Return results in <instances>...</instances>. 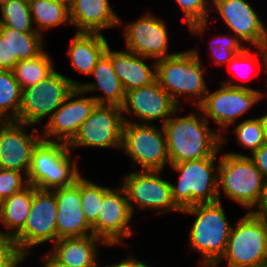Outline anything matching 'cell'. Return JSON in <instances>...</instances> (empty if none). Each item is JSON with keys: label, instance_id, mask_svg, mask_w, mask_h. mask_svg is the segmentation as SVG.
Returning a JSON list of instances; mask_svg holds the SVG:
<instances>
[{"label": "cell", "instance_id": "cell-40", "mask_svg": "<svg viewBox=\"0 0 267 267\" xmlns=\"http://www.w3.org/2000/svg\"><path fill=\"white\" fill-rule=\"evenodd\" d=\"M263 178L267 180V144L264 143L259 149L250 156Z\"/></svg>", "mask_w": 267, "mask_h": 267}, {"label": "cell", "instance_id": "cell-20", "mask_svg": "<svg viewBox=\"0 0 267 267\" xmlns=\"http://www.w3.org/2000/svg\"><path fill=\"white\" fill-rule=\"evenodd\" d=\"M52 191L57 201V240L93 234L92 226L81 208L80 178L70 186L55 188Z\"/></svg>", "mask_w": 267, "mask_h": 267}, {"label": "cell", "instance_id": "cell-10", "mask_svg": "<svg viewBox=\"0 0 267 267\" xmlns=\"http://www.w3.org/2000/svg\"><path fill=\"white\" fill-rule=\"evenodd\" d=\"M81 82L60 74L56 69L34 86L22 90L18 122L37 125L48 119Z\"/></svg>", "mask_w": 267, "mask_h": 267}, {"label": "cell", "instance_id": "cell-5", "mask_svg": "<svg viewBox=\"0 0 267 267\" xmlns=\"http://www.w3.org/2000/svg\"><path fill=\"white\" fill-rule=\"evenodd\" d=\"M217 181L219 201L222 190L225 197L249 212L259 200L265 179L249 156L231 151L219 159Z\"/></svg>", "mask_w": 267, "mask_h": 267}, {"label": "cell", "instance_id": "cell-1", "mask_svg": "<svg viewBox=\"0 0 267 267\" xmlns=\"http://www.w3.org/2000/svg\"><path fill=\"white\" fill-rule=\"evenodd\" d=\"M186 116L172 115L162 124L166 135L170 165L217 156L228 137L210 128L202 111Z\"/></svg>", "mask_w": 267, "mask_h": 267}, {"label": "cell", "instance_id": "cell-28", "mask_svg": "<svg viewBox=\"0 0 267 267\" xmlns=\"http://www.w3.org/2000/svg\"><path fill=\"white\" fill-rule=\"evenodd\" d=\"M0 35L9 43L10 59L18 61L32 59L46 49L44 45L46 39L38 32H18L0 25Z\"/></svg>", "mask_w": 267, "mask_h": 267}, {"label": "cell", "instance_id": "cell-4", "mask_svg": "<svg viewBox=\"0 0 267 267\" xmlns=\"http://www.w3.org/2000/svg\"><path fill=\"white\" fill-rule=\"evenodd\" d=\"M71 151L66 143L41 139L32 152L28 184L42 190L74 184L82 173Z\"/></svg>", "mask_w": 267, "mask_h": 267}, {"label": "cell", "instance_id": "cell-26", "mask_svg": "<svg viewBox=\"0 0 267 267\" xmlns=\"http://www.w3.org/2000/svg\"><path fill=\"white\" fill-rule=\"evenodd\" d=\"M33 200V186L28 185L20 192L0 202V222L5 231L0 237L13 238L25 225Z\"/></svg>", "mask_w": 267, "mask_h": 267}, {"label": "cell", "instance_id": "cell-41", "mask_svg": "<svg viewBox=\"0 0 267 267\" xmlns=\"http://www.w3.org/2000/svg\"><path fill=\"white\" fill-rule=\"evenodd\" d=\"M253 207L251 211H249L255 217L264 219L267 221V180H265L263 189L261 191L258 202Z\"/></svg>", "mask_w": 267, "mask_h": 267}, {"label": "cell", "instance_id": "cell-12", "mask_svg": "<svg viewBox=\"0 0 267 267\" xmlns=\"http://www.w3.org/2000/svg\"><path fill=\"white\" fill-rule=\"evenodd\" d=\"M57 201L52 190H42L33 186V200L30 214L23 228L12 238L25 258L30 248L57 240Z\"/></svg>", "mask_w": 267, "mask_h": 267}, {"label": "cell", "instance_id": "cell-43", "mask_svg": "<svg viewBox=\"0 0 267 267\" xmlns=\"http://www.w3.org/2000/svg\"><path fill=\"white\" fill-rule=\"evenodd\" d=\"M41 259L43 261V267H70L59 261L50 251H48Z\"/></svg>", "mask_w": 267, "mask_h": 267}, {"label": "cell", "instance_id": "cell-7", "mask_svg": "<svg viewBox=\"0 0 267 267\" xmlns=\"http://www.w3.org/2000/svg\"><path fill=\"white\" fill-rule=\"evenodd\" d=\"M226 267H265L267 264V221L247 212L232 226L223 257Z\"/></svg>", "mask_w": 267, "mask_h": 267}, {"label": "cell", "instance_id": "cell-2", "mask_svg": "<svg viewBox=\"0 0 267 267\" xmlns=\"http://www.w3.org/2000/svg\"><path fill=\"white\" fill-rule=\"evenodd\" d=\"M222 205V201L198 203L181 210L196 217L187 246L200 253L199 263L203 267H213L223 257L229 239L232 225Z\"/></svg>", "mask_w": 267, "mask_h": 267}, {"label": "cell", "instance_id": "cell-11", "mask_svg": "<svg viewBox=\"0 0 267 267\" xmlns=\"http://www.w3.org/2000/svg\"><path fill=\"white\" fill-rule=\"evenodd\" d=\"M162 171L134 170L121 180L129 207L134 215L135 207L141 210H154V213L181 212L172 199L171 182L165 180Z\"/></svg>", "mask_w": 267, "mask_h": 267}, {"label": "cell", "instance_id": "cell-31", "mask_svg": "<svg viewBox=\"0 0 267 267\" xmlns=\"http://www.w3.org/2000/svg\"><path fill=\"white\" fill-rule=\"evenodd\" d=\"M2 18L0 25H5L18 32H37L28 0H10L0 7Z\"/></svg>", "mask_w": 267, "mask_h": 267}, {"label": "cell", "instance_id": "cell-14", "mask_svg": "<svg viewBox=\"0 0 267 267\" xmlns=\"http://www.w3.org/2000/svg\"><path fill=\"white\" fill-rule=\"evenodd\" d=\"M133 217L124 188L103 186V201L98 219L92 225L93 235L108 247L126 245L123 237L132 236Z\"/></svg>", "mask_w": 267, "mask_h": 267}, {"label": "cell", "instance_id": "cell-44", "mask_svg": "<svg viewBox=\"0 0 267 267\" xmlns=\"http://www.w3.org/2000/svg\"><path fill=\"white\" fill-rule=\"evenodd\" d=\"M259 119L263 128L264 142L267 144V114L264 113V115L260 116Z\"/></svg>", "mask_w": 267, "mask_h": 267}, {"label": "cell", "instance_id": "cell-3", "mask_svg": "<svg viewBox=\"0 0 267 267\" xmlns=\"http://www.w3.org/2000/svg\"><path fill=\"white\" fill-rule=\"evenodd\" d=\"M199 54L197 49H187L156 61L157 82L180 107L183 105L179 98H186V94L191 97L190 103L194 101L198 107L209 90Z\"/></svg>", "mask_w": 267, "mask_h": 267}, {"label": "cell", "instance_id": "cell-37", "mask_svg": "<svg viewBox=\"0 0 267 267\" xmlns=\"http://www.w3.org/2000/svg\"><path fill=\"white\" fill-rule=\"evenodd\" d=\"M27 176L17 170L0 168V202L27 187Z\"/></svg>", "mask_w": 267, "mask_h": 267}, {"label": "cell", "instance_id": "cell-32", "mask_svg": "<svg viewBox=\"0 0 267 267\" xmlns=\"http://www.w3.org/2000/svg\"><path fill=\"white\" fill-rule=\"evenodd\" d=\"M175 2L183 12V21L187 22L190 33L200 37L204 36L203 34L209 26L210 0H175Z\"/></svg>", "mask_w": 267, "mask_h": 267}, {"label": "cell", "instance_id": "cell-34", "mask_svg": "<svg viewBox=\"0 0 267 267\" xmlns=\"http://www.w3.org/2000/svg\"><path fill=\"white\" fill-rule=\"evenodd\" d=\"M232 126L237 144L246 150L250 149L251 154L265 143L259 117L244 119Z\"/></svg>", "mask_w": 267, "mask_h": 267}, {"label": "cell", "instance_id": "cell-15", "mask_svg": "<svg viewBox=\"0 0 267 267\" xmlns=\"http://www.w3.org/2000/svg\"><path fill=\"white\" fill-rule=\"evenodd\" d=\"M121 109L125 122L154 124L156 120H163L164 124L172 115L179 114L183 107H180L155 80L149 85L125 92ZM125 113L129 116L132 114L140 122L129 120Z\"/></svg>", "mask_w": 267, "mask_h": 267}, {"label": "cell", "instance_id": "cell-17", "mask_svg": "<svg viewBox=\"0 0 267 267\" xmlns=\"http://www.w3.org/2000/svg\"><path fill=\"white\" fill-rule=\"evenodd\" d=\"M97 105L91 95L87 97L85 92L75 87L61 106L47 119L41 133L42 139L68 144Z\"/></svg>", "mask_w": 267, "mask_h": 267}, {"label": "cell", "instance_id": "cell-45", "mask_svg": "<svg viewBox=\"0 0 267 267\" xmlns=\"http://www.w3.org/2000/svg\"><path fill=\"white\" fill-rule=\"evenodd\" d=\"M259 47L261 48L264 57V65L262 67H265L264 71L267 73V40H265Z\"/></svg>", "mask_w": 267, "mask_h": 267}, {"label": "cell", "instance_id": "cell-9", "mask_svg": "<svg viewBox=\"0 0 267 267\" xmlns=\"http://www.w3.org/2000/svg\"><path fill=\"white\" fill-rule=\"evenodd\" d=\"M121 150L131 158L132 167L140 165L137 170L164 171L170 166L163 126L125 122Z\"/></svg>", "mask_w": 267, "mask_h": 267}, {"label": "cell", "instance_id": "cell-29", "mask_svg": "<svg viewBox=\"0 0 267 267\" xmlns=\"http://www.w3.org/2000/svg\"><path fill=\"white\" fill-rule=\"evenodd\" d=\"M53 64L51 56L44 50L35 58L18 61L12 72L23 90L49 76L55 70Z\"/></svg>", "mask_w": 267, "mask_h": 267}, {"label": "cell", "instance_id": "cell-38", "mask_svg": "<svg viewBox=\"0 0 267 267\" xmlns=\"http://www.w3.org/2000/svg\"><path fill=\"white\" fill-rule=\"evenodd\" d=\"M25 259L11 238L0 237V267H17Z\"/></svg>", "mask_w": 267, "mask_h": 267}, {"label": "cell", "instance_id": "cell-6", "mask_svg": "<svg viewBox=\"0 0 267 267\" xmlns=\"http://www.w3.org/2000/svg\"><path fill=\"white\" fill-rule=\"evenodd\" d=\"M216 158L217 156H210L169 166L179 173L177 184L171 183V191L173 202L180 210L198 203L219 201L217 181L219 159L217 162Z\"/></svg>", "mask_w": 267, "mask_h": 267}, {"label": "cell", "instance_id": "cell-19", "mask_svg": "<svg viewBox=\"0 0 267 267\" xmlns=\"http://www.w3.org/2000/svg\"><path fill=\"white\" fill-rule=\"evenodd\" d=\"M215 9L230 32L242 42L259 47L267 40V28L259 14L246 0H211Z\"/></svg>", "mask_w": 267, "mask_h": 267}, {"label": "cell", "instance_id": "cell-25", "mask_svg": "<svg viewBox=\"0 0 267 267\" xmlns=\"http://www.w3.org/2000/svg\"><path fill=\"white\" fill-rule=\"evenodd\" d=\"M108 45L103 33L76 32L71 38L67 51L72 69L79 71L80 74L91 76L93 68L105 53Z\"/></svg>", "mask_w": 267, "mask_h": 267}, {"label": "cell", "instance_id": "cell-13", "mask_svg": "<svg viewBox=\"0 0 267 267\" xmlns=\"http://www.w3.org/2000/svg\"><path fill=\"white\" fill-rule=\"evenodd\" d=\"M124 123L121 107L97 105L67 145L69 149L84 146L121 150Z\"/></svg>", "mask_w": 267, "mask_h": 267}, {"label": "cell", "instance_id": "cell-21", "mask_svg": "<svg viewBox=\"0 0 267 267\" xmlns=\"http://www.w3.org/2000/svg\"><path fill=\"white\" fill-rule=\"evenodd\" d=\"M108 0H69L71 26L76 32L100 33L119 26V17Z\"/></svg>", "mask_w": 267, "mask_h": 267}, {"label": "cell", "instance_id": "cell-39", "mask_svg": "<svg viewBox=\"0 0 267 267\" xmlns=\"http://www.w3.org/2000/svg\"><path fill=\"white\" fill-rule=\"evenodd\" d=\"M18 59H10L9 43L0 35V70H10L14 68Z\"/></svg>", "mask_w": 267, "mask_h": 267}, {"label": "cell", "instance_id": "cell-16", "mask_svg": "<svg viewBox=\"0 0 267 267\" xmlns=\"http://www.w3.org/2000/svg\"><path fill=\"white\" fill-rule=\"evenodd\" d=\"M123 27L125 49L134 54L160 60L170 57L177 52L168 53V29L166 21L148 12L139 19L123 25L119 19V26Z\"/></svg>", "mask_w": 267, "mask_h": 267}, {"label": "cell", "instance_id": "cell-33", "mask_svg": "<svg viewBox=\"0 0 267 267\" xmlns=\"http://www.w3.org/2000/svg\"><path fill=\"white\" fill-rule=\"evenodd\" d=\"M81 208L85 218L92 226L98 219L101 204L103 201V186L80 177Z\"/></svg>", "mask_w": 267, "mask_h": 267}, {"label": "cell", "instance_id": "cell-30", "mask_svg": "<svg viewBox=\"0 0 267 267\" xmlns=\"http://www.w3.org/2000/svg\"><path fill=\"white\" fill-rule=\"evenodd\" d=\"M22 89L10 70H0V121L18 120Z\"/></svg>", "mask_w": 267, "mask_h": 267}, {"label": "cell", "instance_id": "cell-35", "mask_svg": "<svg viewBox=\"0 0 267 267\" xmlns=\"http://www.w3.org/2000/svg\"><path fill=\"white\" fill-rule=\"evenodd\" d=\"M210 56L213 57L215 65L228 64L232 58L240 53L245 47L244 44L236 36L220 34L214 36L210 41Z\"/></svg>", "mask_w": 267, "mask_h": 267}, {"label": "cell", "instance_id": "cell-22", "mask_svg": "<svg viewBox=\"0 0 267 267\" xmlns=\"http://www.w3.org/2000/svg\"><path fill=\"white\" fill-rule=\"evenodd\" d=\"M105 54L111 59L112 67L119 77L125 92L151 84L156 80V61L151 66L144 62L146 58L128 50L113 51L110 46ZM151 67V68H150Z\"/></svg>", "mask_w": 267, "mask_h": 267}, {"label": "cell", "instance_id": "cell-46", "mask_svg": "<svg viewBox=\"0 0 267 267\" xmlns=\"http://www.w3.org/2000/svg\"><path fill=\"white\" fill-rule=\"evenodd\" d=\"M10 0H0V7L3 6L5 3H7Z\"/></svg>", "mask_w": 267, "mask_h": 267}, {"label": "cell", "instance_id": "cell-27", "mask_svg": "<svg viewBox=\"0 0 267 267\" xmlns=\"http://www.w3.org/2000/svg\"><path fill=\"white\" fill-rule=\"evenodd\" d=\"M33 24L38 33L57 27L71 26L69 15V0H28Z\"/></svg>", "mask_w": 267, "mask_h": 267}, {"label": "cell", "instance_id": "cell-24", "mask_svg": "<svg viewBox=\"0 0 267 267\" xmlns=\"http://www.w3.org/2000/svg\"><path fill=\"white\" fill-rule=\"evenodd\" d=\"M91 75L95 78L94 82L81 83L79 88L88 94L90 92H103L104 95L91 96L98 105H115L121 107L125 98V91L115 73L111 59L104 53L97 61Z\"/></svg>", "mask_w": 267, "mask_h": 267}, {"label": "cell", "instance_id": "cell-18", "mask_svg": "<svg viewBox=\"0 0 267 267\" xmlns=\"http://www.w3.org/2000/svg\"><path fill=\"white\" fill-rule=\"evenodd\" d=\"M30 129L32 135L27 132ZM39 128L15 120L0 121V168L17 170L26 176L30 169L32 152L42 139Z\"/></svg>", "mask_w": 267, "mask_h": 267}, {"label": "cell", "instance_id": "cell-42", "mask_svg": "<svg viewBox=\"0 0 267 267\" xmlns=\"http://www.w3.org/2000/svg\"><path fill=\"white\" fill-rule=\"evenodd\" d=\"M134 254L130 253L127 255L124 260L120 261L119 263H115L112 265H104V266H99V267H153L150 264H147L148 262H144L142 260L137 259Z\"/></svg>", "mask_w": 267, "mask_h": 267}, {"label": "cell", "instance_id": "cell-23", "mask_svg": "<svg viewBox=\"0 0 267 267\" xmlns=\"http://www.w3.org/2000/svg\"><path fill=\"white\" fill-rule=\"evenodd\" d=\"M53 244L50 252L59 261L70 267H99L98 248L101 245L108 247L93 234L84 237L59 238Z\"/></svg>", "mask_w": 267, "mask_h": 267}, {"label": "cell", "instance_id": "cell-8", "mask_svg": "<svg viewBox=\"0 0 267 267\" xmlns=\"http://www.w3.org/2000/svg\"><path fill=\"white\" fill-rule=\"evenodd\" d=\"M232 81L230 79L219 81V88L213 92L209 89L204 101L197 107L208 122L211 119L218 125L220 134L225 132L228 126L236 124L237 118L266 96L262 90H255Z\"/></svg>", "mask_w": 267, "mask_h": 267}, {"label": "cell", "instance_id": "cell-36", "mask_svg": "<svg viewBox=\"0 0 267 267\" xmlns=\"http://www.w3.org/2000/svg\"><path fill=\"white\" fill-rule=\"evenodd\" d=\"M258 49V52H252L249 50L251 47L247 45L240 53L236 54L232 60L228 63V69L230 68L231 72L234 73L235 75L239 76H245L244 74H247L246 72L251 71V68L253 69L254 66L264 65V57L263 53L260 47H255ZM259 61V62H258ZM246 66V68H245ZM247 71H245V69ZM245 71V73H244ZM244 73V74H243ZM251 73V72H250ZM248 77V74L247 76Z\"/></svg>", "mask_w": 267, "mask_h": 267}]
</instances>
